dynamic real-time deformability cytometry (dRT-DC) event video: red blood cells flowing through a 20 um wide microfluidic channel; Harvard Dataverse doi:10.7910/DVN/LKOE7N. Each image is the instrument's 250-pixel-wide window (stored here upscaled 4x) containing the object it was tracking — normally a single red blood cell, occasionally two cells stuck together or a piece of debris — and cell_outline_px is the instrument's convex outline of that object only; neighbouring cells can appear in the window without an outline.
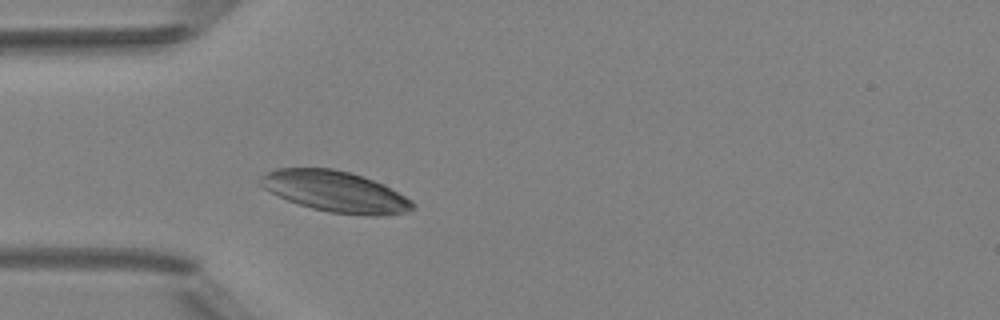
{"species": "Egyptian fruit bat (a non-hibernating species)", "species_latin": "Rousettus aegyptiacus", "temperature_condition": "room temperature", "stored_images_in_passage": 2, "camera_frame_rate_fps": 3000, "um_per_image_px": 0.085, "animal": {"sex": "female"}, "frame": {"image": 1, "passage_image": 2, "time_ms": 1.333, "image_size_px": [1000, 320], "cell_outline_px": [[416, 208], [404, 212], [388, 216], [368, 216], [328, 212], [312, 208], [288, 200], [264, 188], [260, 184], [260, 176], [276, 168], [332, 168], [364, 176], [384, 184], [412, 200], [416, 204]], "centroid_in_image_um": [28.56, 16.29], "position_along_channel_um": 56.4, "area_um2": 36.36}}